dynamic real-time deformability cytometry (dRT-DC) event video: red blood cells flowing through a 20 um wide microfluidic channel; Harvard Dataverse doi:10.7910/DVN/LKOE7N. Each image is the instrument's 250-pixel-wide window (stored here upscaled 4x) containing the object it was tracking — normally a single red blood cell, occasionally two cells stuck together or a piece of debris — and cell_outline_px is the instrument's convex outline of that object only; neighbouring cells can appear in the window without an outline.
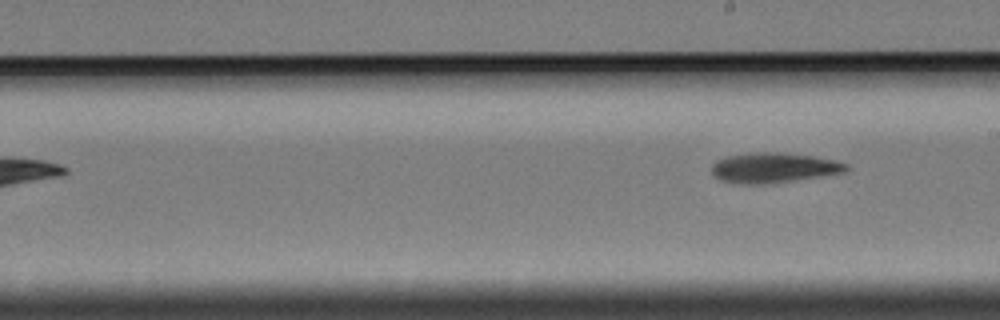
{"species": "Egyptian fruit bat (a non-hibernating species)", "species_latin": "Rousettus aegyptiacus", "temperature_condition": "cold", "stored_images_in_passage": 8, "camera_frame_rate_fps": 3000, "um_per_image_px": 0.085, "animal": {"sex": "female"}, "frame": {"image": 1, "passage_image": 8, "time_ms": 8.333, "image_size_px": [1000, 320], "cell_outline_px": [[848, 168], [844, 172], [820, 176], [764, 184], [736, 184], [720, 180], [712, 176], [712, 164], [716, 160], [728, 156], [752, 152], [772, 152], [812, 156], [832, 160], [848, 164]], "centroid_in_image_um": [65.68, 14.26], "position_along_channel_um": 223.3, "area_um2": 23.35}}